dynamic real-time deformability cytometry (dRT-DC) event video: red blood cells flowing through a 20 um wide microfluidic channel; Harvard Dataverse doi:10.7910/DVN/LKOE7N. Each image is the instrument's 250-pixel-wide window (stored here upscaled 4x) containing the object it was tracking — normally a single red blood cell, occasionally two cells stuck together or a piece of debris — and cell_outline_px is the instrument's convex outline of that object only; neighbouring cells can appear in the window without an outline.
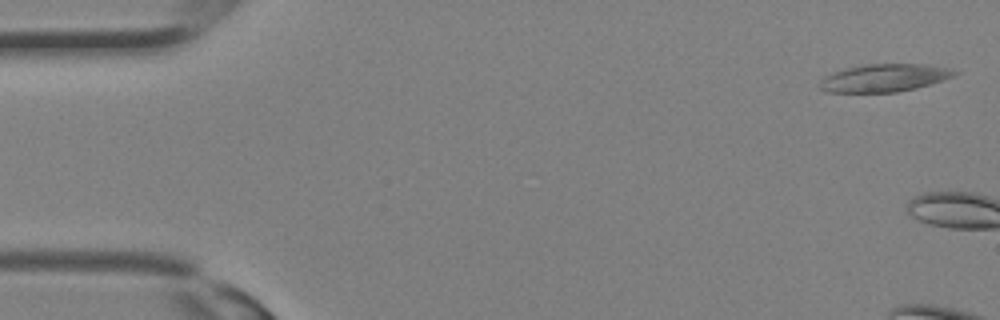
{"species": "Egyptian fruit bat (a non-hibernating species)", "species_latin": "Rousettus aegyptiacus", "temperature_condition": "room temperature", "stored_images_in_passage": 3, "camera_frame_rate_fps": 3000, "um_per_image_px": 0.085, "animal": {"sex": "female"}, "frame": {"image": 1, "passage_image": 1, "time_ms": 0.0, "image_size_px": [1000, 320], "cell_outline_px": [[960, 72], [956, 76], [944, 80], [916, 88], [896, 92], [824, 92], [820, 88], [820, 80], [824, 76], [832, 72], [844, 68], [864, 64], [928, 64], [948, 68]], "centroid_in_image_um": [75.17, 6.61], "position_along_channel_um": 9.8, "area_um2": 22.02}}